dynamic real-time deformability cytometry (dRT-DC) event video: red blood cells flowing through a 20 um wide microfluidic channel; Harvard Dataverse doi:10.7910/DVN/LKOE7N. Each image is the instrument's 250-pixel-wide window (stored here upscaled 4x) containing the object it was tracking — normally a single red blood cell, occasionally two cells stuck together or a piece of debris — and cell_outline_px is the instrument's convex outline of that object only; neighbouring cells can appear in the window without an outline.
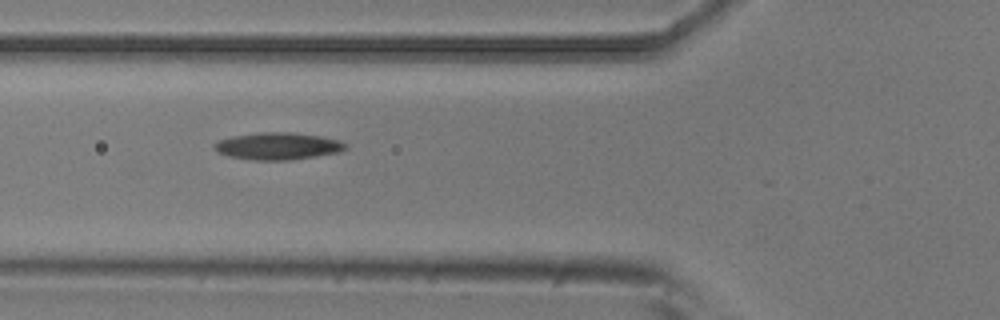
{"species": "common noctule bat (a hibernating species)", "species_latin": "Nyctalus noctula", "temperature_condition": "room temperature", "stored_images_in_passage": 6, "camera_frame_rate_fps": 3000, "um_per_image_px": 0.085, "animal": {"sex": "male", "body_mass_g": 20.5, "forearm_length_mm": 52.5}, "frame": {"image": 1, "passage_image": 5, "time_ms": 1.333, "image_size_px": [1000, 320], "cell_outline_px": [[348, 148], [340, 152], [316, 156], [288, 160], [256, 160], [228, 156], [216, 152], [212, 148], [212, 144], [216, 140], [232, 136], [260, 132], [288, 132], [320, 136], [340, 140], [348, 144]], "centroid_in_image_um": [23.58, 12.41], "position_along_channel_um": 102.2, "area_um2": 20.98}}